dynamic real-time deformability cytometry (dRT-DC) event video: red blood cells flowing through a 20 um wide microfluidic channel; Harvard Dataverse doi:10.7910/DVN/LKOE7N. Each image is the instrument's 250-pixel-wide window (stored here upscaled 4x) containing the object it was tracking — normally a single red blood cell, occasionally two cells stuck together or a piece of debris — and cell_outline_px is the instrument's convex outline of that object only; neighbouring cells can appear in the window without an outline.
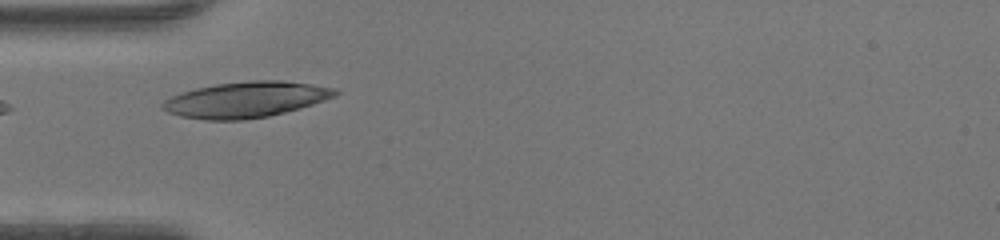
{"species": "human", "species_latin": "Homo sapiens", "temperature_condition": "warm", "stored_images_in_passage": 25, "camera_frame_rate_fps": 3000, "um_per_image_px": 0.085, "donor": {"sex": "female"}, "frame": {"image": 1, "passage_image": 1, "time_ms": 0.0, "image_size_px": [1000, 240], "cell_outline_px": [[340, 92], [336, 96], [300, 108], [268, 116], [244, 120], [204, 120], [180, 116], [168, 112], [160, 108], [160, 104], [164, 100], [172, 96], [196, 88], [216, 84], [252, 80], [280, 80], [312, 84], [336, 88]], "centroid_in_image_um": [20.9, 8.47], "position_along_channel_um": 64.1, "area_um2": 36.01}}
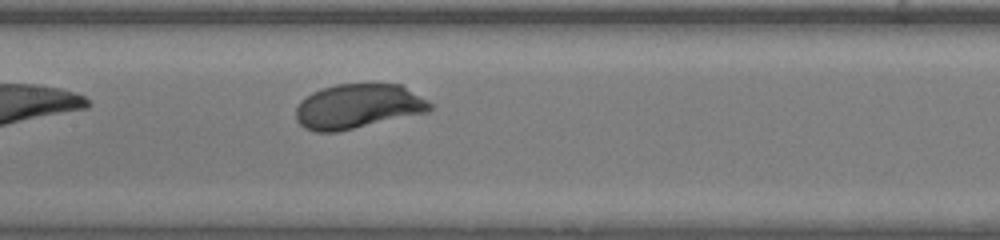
{"frame": {"image": 2, "passage_image": 9, "time_ms": 2.667, "image_size_px": [1000, 240], "cell_outline_px": [[432, 108], [428, 112], [336, 132], [316, 132], [304, 128], [296, 120], [296, 108], [300, 100], [312, 92], [336, 84], [400, 84], [428, 100], [432, 104]], "centroid_in_image_um": [30.41, 9.04], "position_along_channel_um": 177.0, "area_um2": 34.8}}
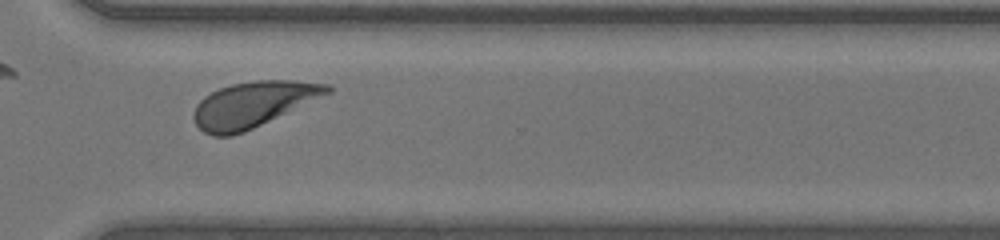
{"frame": {"image": 3, "passage_image": 21, "time_ms": 6.667, "image_size_px": [1000, 240], "cell_outline_px": [[332, 92], [244, 132], [232, 136], [212, 136], [204, 132], [196, 124], [192, 116], [196, 104], [204, 96], [220, 88], [232, 84], [256, 80], [292, 80], [332, 84]], "centroid_in_image_um": [21.51, 8.87], "position_along_channel_um": 349.1, "area_um2": 35.32}, "authors_computed_cell_mechanics": {"area_um2": 34.969, "velocity_mm_per_s": 4.2946, "shape_relaxation_time_tau1_ms": 1.3952, "shape_relaxation_time_tau2_ms": null, "deformation_change_tau1": 0.1377, "deformation_change_tau2": null}}